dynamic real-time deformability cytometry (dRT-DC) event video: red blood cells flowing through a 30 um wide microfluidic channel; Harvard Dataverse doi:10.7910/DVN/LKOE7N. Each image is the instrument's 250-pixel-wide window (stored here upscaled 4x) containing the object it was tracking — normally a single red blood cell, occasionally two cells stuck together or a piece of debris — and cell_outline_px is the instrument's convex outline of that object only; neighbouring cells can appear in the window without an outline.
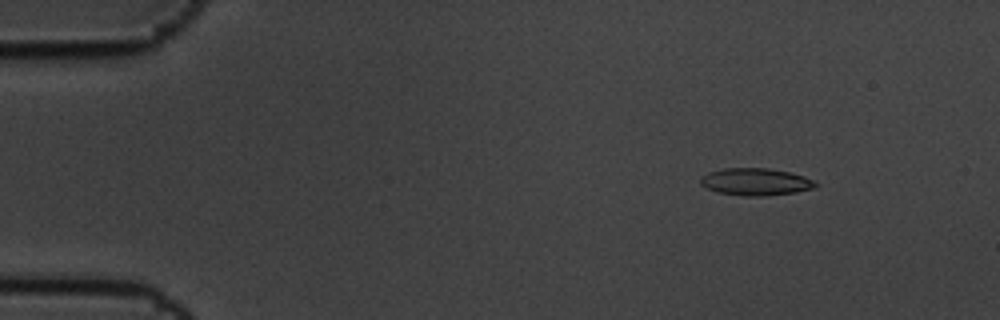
{"species": "common noctule bat (a hibernating species)", "species_latin": "Nyctalus noctula", "temperature_condition": "cold", "stored_images_in_passage": 6, "camera_frame_rate_fps": 3000, "um_per_image_px": 0.085, "animal": {"sex": "male", "body_mass_g": 19.5, "forearm_length_mm": 54.6}, "frame": {"image": 1, "passage_image": 3, "time_ms": 0.667, "image_size_px": [1000, 320], "cell_outline_px": [[820, 184], [816, 188], [796, 192], [768, 196], [744, 196], [716, 192], [700, 184], [700, 176], [708, 172], [724, 168], [768, 168], [788, 172], [804, 176], [816, 180]], "centroid_in_image_um": [64.26, 15.46], "position_along_channel_um": 20.7, "area_um2": 18.55}}
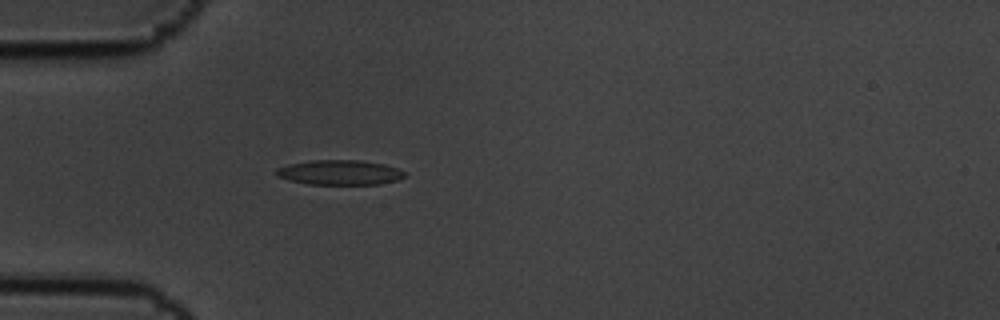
{"frame": {"image": 2, "passage_image": 6, "time_ms": 1.667, "image_size_px": [1000, 320], "cell_outline_px": [[404, 176], [400, 180], [380, 184], [308, 184], [276, 176], [276, 168], [288, 164], [312, 160], [360, 160], [384, 164], [396, 168], [404, 172]], "centroid_in_image_um": [28.88, 14.65], "position_along_channel_um": 56.1, "area_um2": 18.5}}